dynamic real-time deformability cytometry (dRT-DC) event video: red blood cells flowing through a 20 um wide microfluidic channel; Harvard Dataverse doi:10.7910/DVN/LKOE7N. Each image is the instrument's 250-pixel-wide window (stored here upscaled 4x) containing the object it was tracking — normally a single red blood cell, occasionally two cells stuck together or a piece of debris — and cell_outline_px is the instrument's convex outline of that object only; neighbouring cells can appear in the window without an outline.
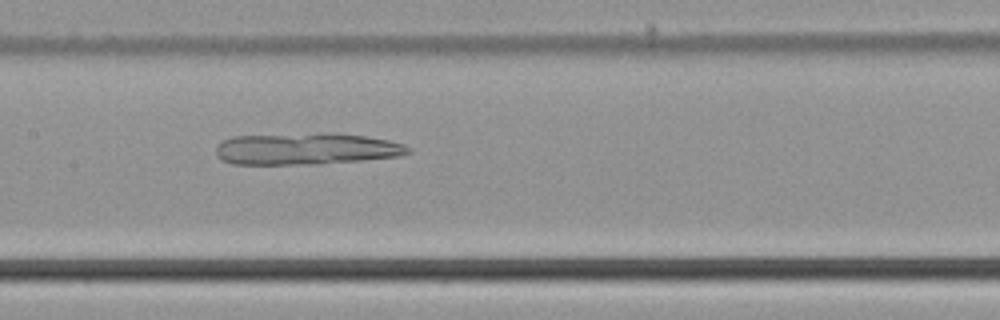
{"species": "common noctule bat (a hibernating species)", "species_latin": "Nyctalus noctula", "temperature_condition": "cold", "stored_images_in_passage": 53, "camera_frame_rate_fps": 3000, "um_per_image_px": 0.085, "animal": {"sex": "male", "body_mass_g": 21.5, "forearm_length_mm": 52.0}, "frame": {"image": 1, "passage_image": 26, "time_ms": 8.333, "image_size_px": [1000, 320], "cell_outline_px": [[412, 152], [400, 156], [364, 160], [320, 164], [232, 164], [216, 156], [216, 148], [224, 140], [232, 136], [320, 132], [336, 132], [364, 136], [388, 140], [404, 144], [412, 148]], "centroid_in_image_um": [26.08, 12.64], "position_along_channel_um": 181.3, "area_um2": 36.07}}
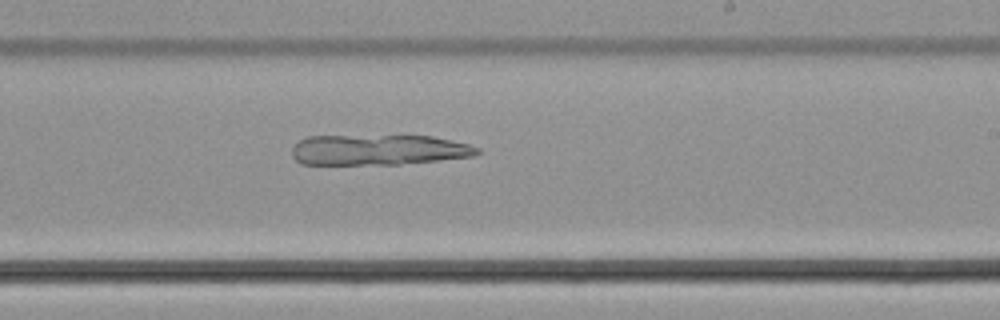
{"frame": {"image": 2, "passage_image": 32, "time_ms": 10.333, "image_size_px": [1000, 320], "cell_outline_px": [[480, 152], [472, 156], [400, 164], [300, 164], [292, 156], [292, 148], [300, 140], [308, 136], [432, 136], [468, 144], [480, 148]], "centroid_in_image_um": [32.14, 12.73], "position_along_channel_um": 256.9, "area_um2": 32.66}}
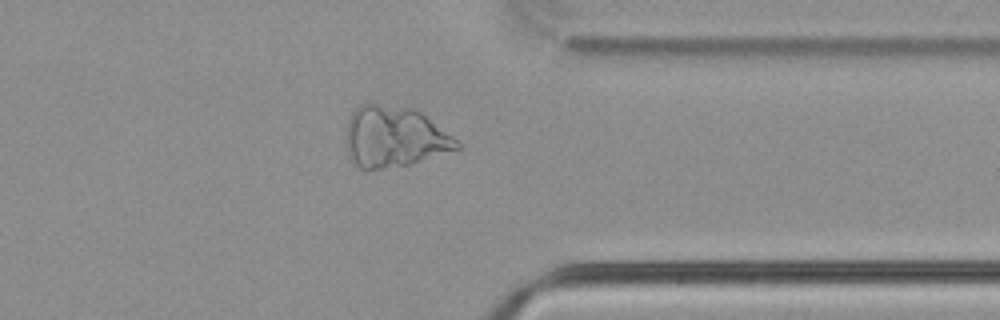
{"frame": {"image": 3, "passage_image": 42, "time_ms": 13.667, "image_size_px": [1000, 320], "cell_outline_px": [[464, 148], [408, 164], [368, 172], [360, 168], [348, 156], [344, 140], [344, 132], [348, 120], [352, 112], [360, 104], [376, 104], [416, 108], [456, 140]], "centroid_in_image_um": [33.45, 11.66], "position_along_channel_um": 377.9, "area_um2": 39.77}}